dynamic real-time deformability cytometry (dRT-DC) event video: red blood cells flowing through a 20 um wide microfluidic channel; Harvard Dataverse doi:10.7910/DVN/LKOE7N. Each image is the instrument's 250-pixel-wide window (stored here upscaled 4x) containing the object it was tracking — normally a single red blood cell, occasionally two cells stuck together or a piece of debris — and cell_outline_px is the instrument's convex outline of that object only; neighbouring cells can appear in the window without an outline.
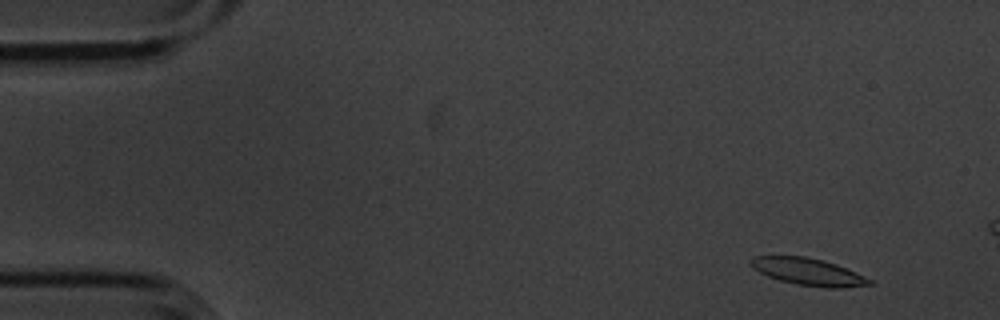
{"species": "common noctule bat (a hibernating species)", "species_latin": "Nyctalus noctula", "temperature_condition": "cold", "stored_images_in_passage": 5, "camera_frame_rate_fps": 3000, "um_per_image_px": 0.085, "animal": {"sex": "male", "body_mass_g": 20.1, "forearm_length_mm": 53.5}, "frame": {"image": 1, "passage_image": 1, "time_ms": 0.0, "image_size_px": [1000, 320], "cell_outline_px": [[872, 284], [844, 288], [828, 288], [796, 284], [780, 280], [768, 276], [752, 268], [752, 256], [808, 256], [824, 260], [836, 264], [856, 272], [872, 280]], "centroid_in_image_um": [68.73, 23.1], "position_along_channel_um": 16.3, "area_um2": 18.67}}